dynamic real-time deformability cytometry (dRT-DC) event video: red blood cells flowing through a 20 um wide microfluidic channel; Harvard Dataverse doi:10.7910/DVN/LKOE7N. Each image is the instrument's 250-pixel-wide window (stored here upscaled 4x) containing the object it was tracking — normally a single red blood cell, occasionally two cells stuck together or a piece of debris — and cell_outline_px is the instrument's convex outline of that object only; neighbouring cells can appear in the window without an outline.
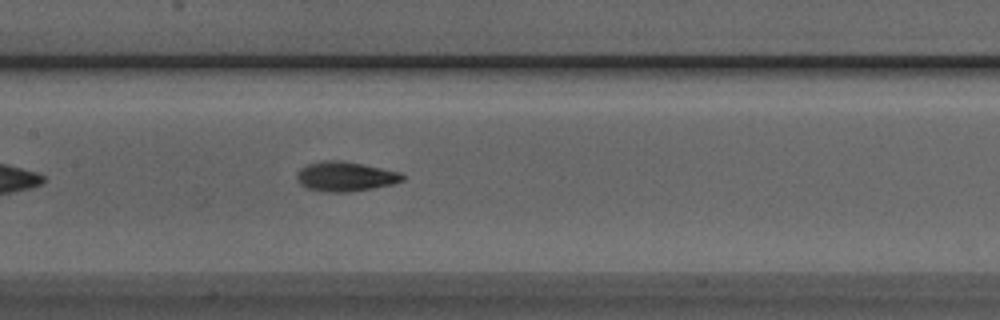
{"species": "Egyptian fruit bat (a non-hibernating species)", "species_latin": "Rousettus aegyptiacus", "temperature_condition": "room temperature", "stored_images_in_passage": 39, "camera_frame_rate_fps": 3000, "um_per_image_px": 0.085, "animal": {"sex": "male"}, "frame": {"image": 1, "passage_image": 12, "time_ms": 3.667, "image_size_px": [1000, 320], "cell_outline_px": [[404, 180], [392, 184], [372, 188], [348, 192], [320, 192], [308, 188], [300, 184], [296, 180], [296, 172], [300, 168], [308, 164], [320, 160], [344, 160], [400, 172], [404, 176]], "centroid_in_image_um": [29.3, 14.99], "position_along_channel_um": 178.1, "area_um2": 18.44}}
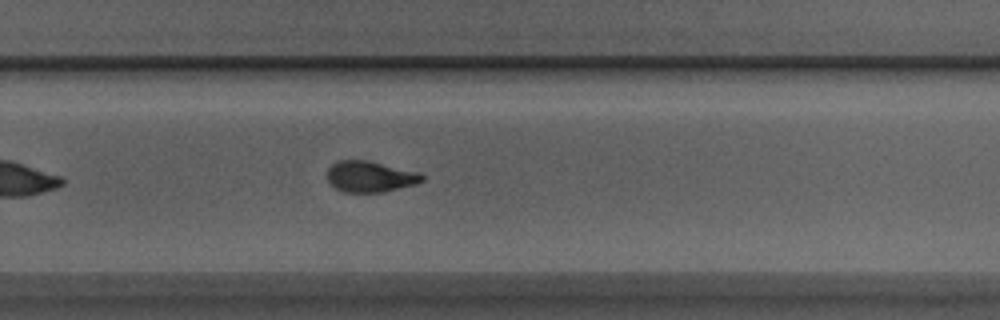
{"frame": {"image": 2, "passage_image": 21, "time_ms": 6.667, "image_size_px": [1000, 320], "cell_outline_px": [[424, 180], [416, 184], [380, 192], [344, 192], [336, 188], [328, 180], [328, 168], [336, 160], [368, 160], [420, 172], [424, 176]], "centroid_in_image_um": [31.47, 14.99], "position_along_channel_um": 298.3, "area_um2": 17.11}}
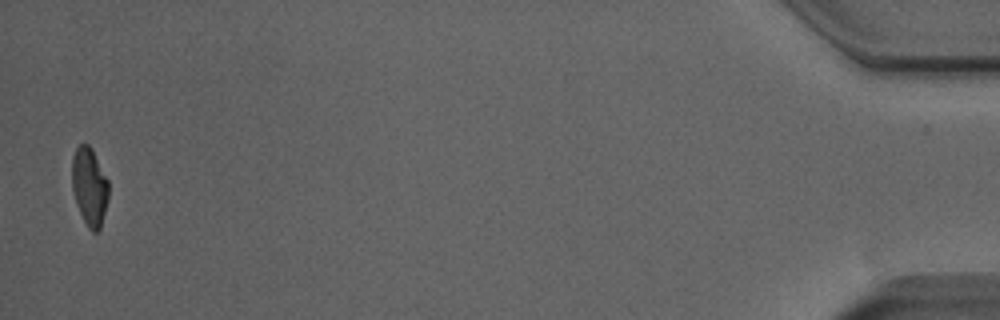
{"frame": {"image": 3, "passage_image": 38, "time_ms": 12.333, "image_size_px": [1000, 320], "cell_outline_px": [[108, 200], [100, 228], [96, 232], [92, 232], [88, 228], [80, 212], [72, 188], [72, 156], [76, 148], [80, 144], [88, 144], [92, 148], [108, 180]], "centroid_in_image_um": [7.61, 15.84], "position_along_channel_um": 427.6, "area_um2": 16.53}, "authors_computed_cell_mechanics": {"area_um2": 17.5134, "velocity_mm_per_s": 4.0362, "shape_relaxation_time_tau1_ms": 3.3539, "shape_relaxation_time_tau2_ms": 1.606, "deformation_change_tau1": 0.1666, "deformation_change_tau2": 0.0746}}